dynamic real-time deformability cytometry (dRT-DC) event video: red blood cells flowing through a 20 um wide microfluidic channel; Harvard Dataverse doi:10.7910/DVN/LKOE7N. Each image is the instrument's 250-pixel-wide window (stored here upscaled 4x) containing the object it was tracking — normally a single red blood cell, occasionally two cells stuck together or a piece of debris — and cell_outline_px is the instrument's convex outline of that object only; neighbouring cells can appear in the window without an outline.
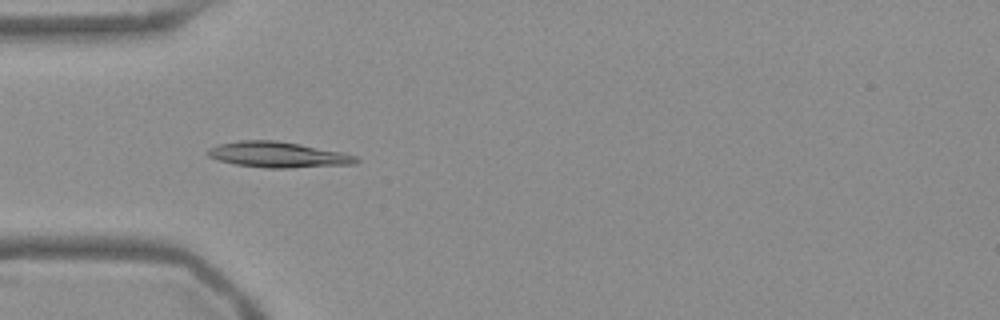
{"species": "Egyptian fruit bat (a non-hibernating species)", "species_latin": "Rousettus aegyptiacus", "temperature_condition": "warm", "stored_images_in_passage": 54, "camera_frame_rate_fps": 3000, "um_per_image_px": 0.085, "frame": {"image": 1, "passage_image": 17, "time_ms": 5.333, "image_size_px": [1000, 320], "cell_outline_px": [[360, 160], [356, 164], [288, 168], [264, 168], [236, 164], [220, 160], [208, 156], [204, 152], [208, 148], [216, 144], [240, 140], [276, 140], [300, 144], [344, 152], [356, 156]], "centroid_in_image_um": [23.62, 13.14], "position_along_channel_um": 61.4, "area_um2": 22.43}}
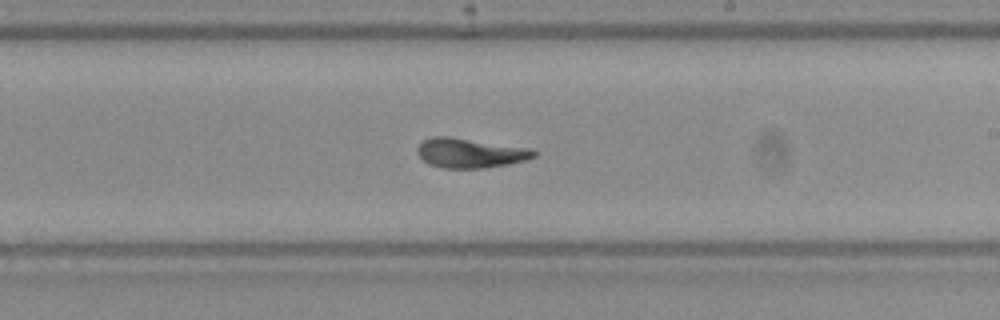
{"frame": {"image": 2, "passage_image": 32, "time_ms": 10.333, "image_size_px": [1000, 320], "cell_outline_px": [[536, 156], [524, 160], [508, 164], [484, 168], [444, 168], [428, 164], [416, 152], [416, 148], [424, 140], [432, 136], [448, 136], [532, 148], [536, 152]], "centroid_in_image_um": [39.95, 13.0], "position_along_channel_um": 249.0, "area_um2": 20.11}}
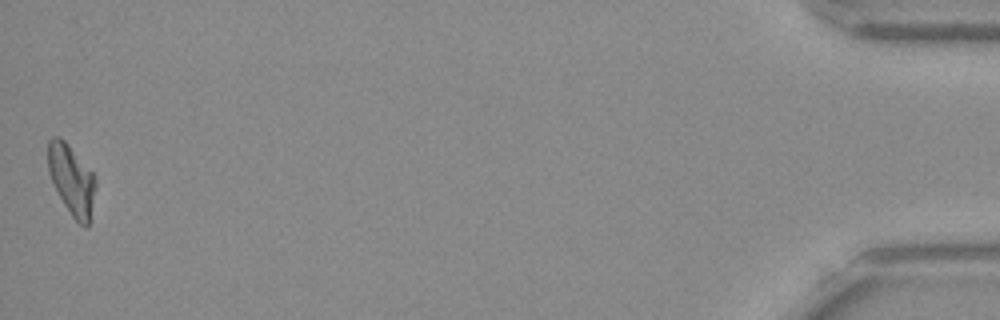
{"frame": {"image": 3, "passage_image": 54, "time_ms": 17.667, "image_size_px": [1000, 320], "cell_outline_px": [[96, 188], [88, 228], [84, 228], [72, 216], [64, 204], [48, 172], [48, 140], [52, 136], [60, 136], [64, 140], [96, 176]], "centroid_in_image_um": [6.1, 15.28], "position_along_channel_um": 429.1, "area_um2": 19.36}, "authors_computed_cell_mechanics": {"area_um2": 19.941, "velocity_mm_per_s": 3.7752, "shape_relaxation_time_tau1_ms": 4.6162, "shape_relaxation_time_tau2_ms": 1.6733, "deformation_change_tau1": 0.1934, "deformation_change_tau2": 0.08}}